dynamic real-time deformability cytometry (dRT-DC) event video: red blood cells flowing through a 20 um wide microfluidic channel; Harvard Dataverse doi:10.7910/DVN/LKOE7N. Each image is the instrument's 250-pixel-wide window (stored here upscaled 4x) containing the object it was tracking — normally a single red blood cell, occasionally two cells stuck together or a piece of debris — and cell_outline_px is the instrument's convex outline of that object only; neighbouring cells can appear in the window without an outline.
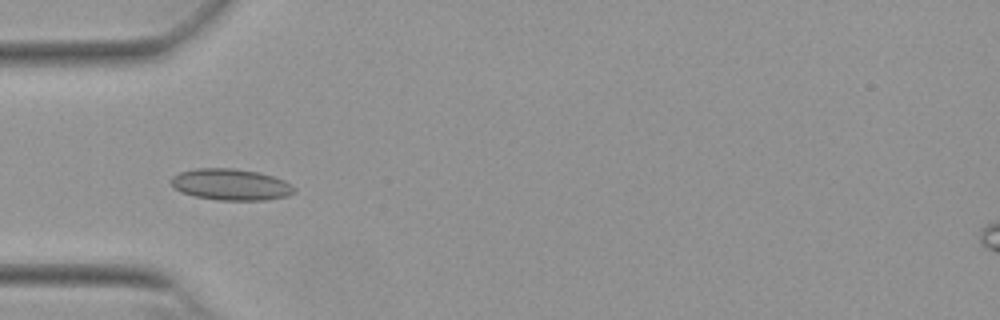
{"species": "Egyptian fruit bat (a non-hibernating species)", "species_latin": "Rousettus aegyptiacus", "temperature_condition": "warm", "stored_images_in_passage": 53, "camera_frame_rate_fps": 3000, "um_per_image_px": 0.085, "animal": {"sex": "female"}, "frame": {"image": 1, "passage_image": 17, "time_ms": 5.333, "image_size_px": [1000, 320], "cell_outline_px": [[296, 192], [288, 196], [264, 200], [220, 200], [196, 196], [180, 192], [168, 180], [172, 176], [180, 172], [196, 168], [232, 168], [260, 172], [284, 180], [292, 184], [296, 188]], "centroid_in_image_um": [19.64, 15.68], "position_along_channel_um": 65.4, "area_um2": 22.66}}
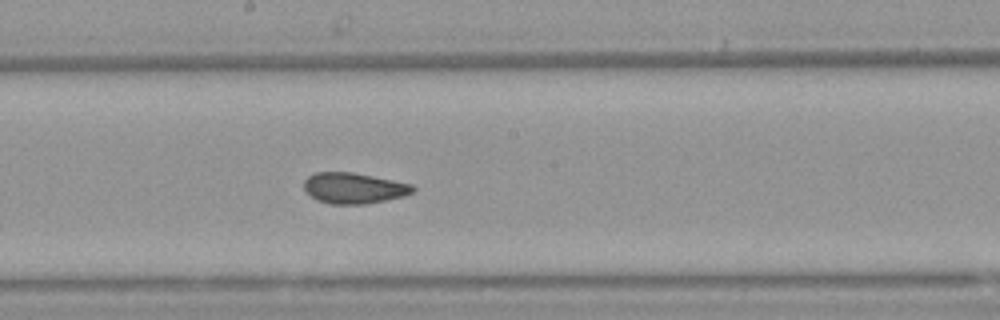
{"frame": {"image": 2, "passage_image": 29, "time_ms": 9.333, "image_size_px": [1000, 320], "cell_outline_px": [[416, 192], [404, 196], [364, 204], [332, 204], [316, 200], [304, 188], [304, 180], [308, 176], [316, 172], [352, 172], [412, 184], [416, 188]], "centroid_in_image_um": [30.09, 15.99], "position_along_channel_um": 218.1, "area_um2": 19.48}}
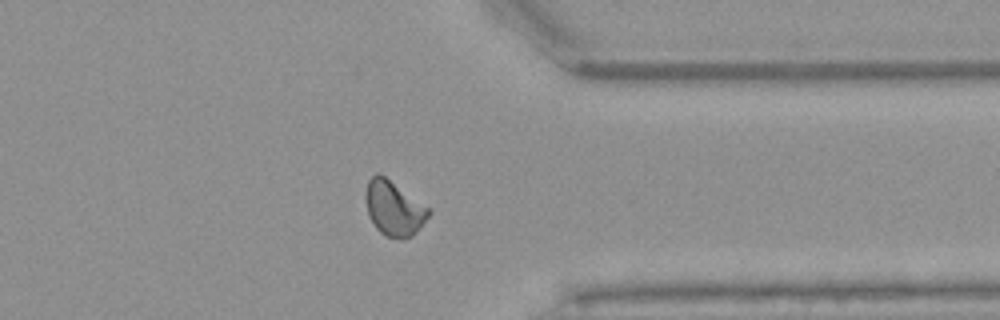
{"frame": {"image": 3, "passage_image": 42, "time_ms": 13.667, "image_size_px": [1000, 320], "cell_outline_px": [[432, 212], [420, 228], [412, 236], [400, 240], [384, 236], [376, 228], [368, 216], [364, 196], [364, 192], [368, 180], [376, 172], [380, 172], [428, 208]], "centroid_in_image_um": [33.44, 17.71], "position_along_channel_um": 378.0, "area_um2": 20.35}, "authors_computed_cell_mechanics": {"area_um2": 20.1722, "velocity_mm_per_s": 3.8343, "shape_relaxation_time_tau1_ms": null, "shape_relaxation_time_tau2_ms": 1.0804, "deformation_change_tau1": null, "deformation_change_tau2": 0.0589}}